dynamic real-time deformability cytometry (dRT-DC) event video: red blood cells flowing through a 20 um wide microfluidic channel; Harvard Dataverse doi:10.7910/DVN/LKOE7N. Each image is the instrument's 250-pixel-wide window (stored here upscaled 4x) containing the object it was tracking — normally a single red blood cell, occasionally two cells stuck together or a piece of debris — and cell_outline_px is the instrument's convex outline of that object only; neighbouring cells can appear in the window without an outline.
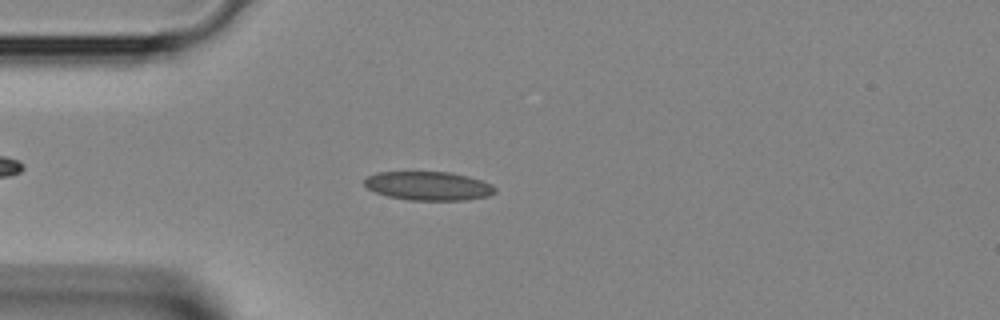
{"species": "Egyptian fruit bat (a non-hibernating species)", "species_latin": "Rousettus aegyptiacus", "temperature_condition": "room temperature", "stored_images_in_passage": 2, "camera_frame_rate_fps": 3000, "um_per_image_px": 0.085, "animal": {"sex": "female"}, "frame": {"image": 1, "passage_image": 2, "time_ms": 0.333, "image_size_px": [1000, 320], "cell_outline_px": [[496, 192], [488, 196], [464, 200], [408, 200], [388, 196], [376, 192], [368, 188], [364, 184], [364, 180], [368, 176], [376, 172], [452, 172], [468, 176], [492, 184], [496, 188]], "centroid_in_image_um": [36.43, 15.8], "position_along_channel_um": 48.6, "area_um2": 21.91}}